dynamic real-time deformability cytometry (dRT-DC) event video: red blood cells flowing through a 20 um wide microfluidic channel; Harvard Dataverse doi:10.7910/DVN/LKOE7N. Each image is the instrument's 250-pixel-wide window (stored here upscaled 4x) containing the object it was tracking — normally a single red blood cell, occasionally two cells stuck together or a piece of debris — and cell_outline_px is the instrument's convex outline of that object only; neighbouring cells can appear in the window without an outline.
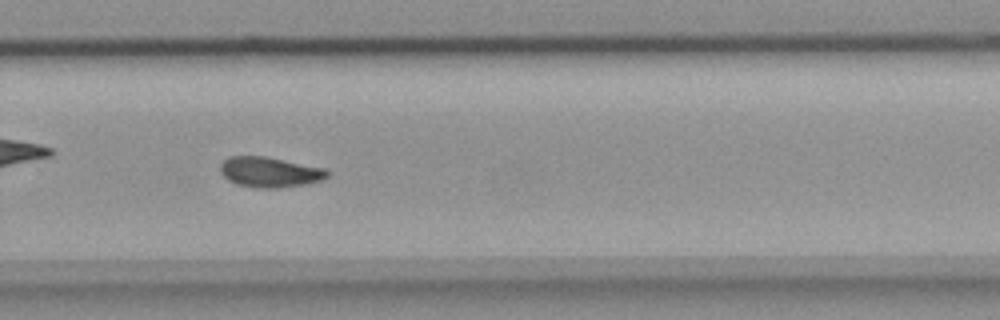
{"species": "common noctule bat (a hibernating species)", "species_latin": "Nyctalus noctula", "temperature_condition": "room temperature", "stored_images_in_passage": 38, "camera_frame_rate_fps": 3000, "um_per_image_px": 0.085, "animal": {"sex": "female", "body_mass_g": 18.4}, "frame": {"image": 1, "passage_image": 22, "time_ms": 7.0, "image_size_px": [1000, 320], "cell_outline_px": [[332, 176], [324, 180], [304, 184], [276, 188], [256, 188], [236, 184], [228, 180], [220, 172], [220, 164], [228, 156], [264, 156], [324, 168]], "centroid_in_image_um": [22.93, 14.63], "position_along_channel_um": 306.9, "area_um2": 18.96}}
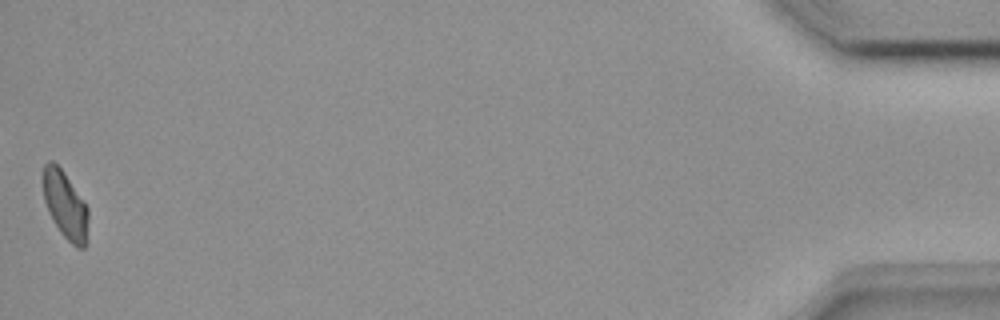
{"frame": {"image": 2, "passage_image": 38, "time_ms": 12.333, "image_size_px": [1000, 320], "cell_outline_px": [[88, 220], [84, 248], [76, 248], [60, 232], [48, 212], [44, 200], [44, 164], [48, 160], [52, 160], [64, 172], [84, 200], [88, 208]], "centroid_in_image_um": [5.55, 17.42], "position_along_channel_um": 429.7, "area_um2": 17.57}}